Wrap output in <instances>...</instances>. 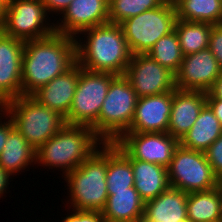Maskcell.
I'll list each match as a JSON object with an SVG mask.
<instances>
[{"label": "cell", "mask_w": 222, "mask_h": 222, "mask_svg": "<svg viewBox=\"0 0 222 222\" xmlns=\"http://www.w3.org/2000/svg\"><path fill=\"white\" fill-rule=\"evenodd\" d=\"M137 100L136 92L124 75L111 81L98 121L92 127L102 142L114 143L129 130Z\"/></svg>", "instance_id": "6"}, {"label": "cell", "mask_w": 222, "mask_h": 222, "mask_svg": "<svg viewBox=\"0 0 222 222\" xmlns=\"http://www.w3.org/2000/svg\"><path fill=\"white\" fill-rule=\"evenodd\" d=\"M167 172L170 186L186 193L214 189L219 180L204 152L190 150L180 144L174 151Z\"/></svg>", "instance_id": "9"}, {"label": "cell", "mask_w": 222, "mask_h": 222, "mask_svg": "<svg viewBox=\"0 0 222 222\" xmlns=\"http://www.w3.org/2000/svg\"><path fill=\"white\" fill-rule=\"evenodd\" d=\"M9 0H0V17L3 18L8 8Z\"/></svg>", "instance_id": "38"}, {"label": "cell", "mask_w": 222, "mask_h": 222, "mask_svg": "<svg viewBox=\"0 0 222 222\" xmlns=\"http://www.w3.org/2000/svg\"><path fill=\"white\" fill-rule=\"evenodd\" d=\"M116 75L91 72L79 65V80L66 124L93 127L100 114L101 106Z\"/></svg>", "instance_id": "8"}, {"label": "cell", "mask_w": 222, "mask_h": 222, "mask_svg": "<svg viewBox=\"0 0 222 222\" xmlns=\"http://www.w3.org/2000/svg\"><path fill=\"white\" fill-rule=\"evenodd\" d=\"M107 191H129L134 187L131 159L115 144L107 143Z\"/></svg>", "instance_id": "24"}, {"label": "cell", "mask_w": 222, "mask_h": 222, "mask_svg": "<svg viewBox=\"0 0 222 222\" xmlns=\"http://www.w3.org/2000/svg\"><path fill=\"white\" fill-rule=\"evenodd\" d=\"M108 198L101 211L105 222H142L145 202L134 187L129 191H107Z\"/></svg>", "instance_id": "20"}, {"label": "cell", "mask_w": 222, "mask_h": 222, "mask_svg": "<svg viewBox=\"0 0 222 222\" xmlns=\"http://www.w3.org/2000/svg\"><path fill=\"white\" fill-rule=\"evenodd\" d=\"M131 165L134 188L144 202L156 198L171 187L167 167L137 159H131Z\"/></svg>", "instance_id": "21"}, {"label": "cell", "mask_w": 222, "mask_h": 222, "mask_svg": "<svg viewBox=\"0 0 222 222\" xmlns=\"http://www.w3.org/2000/svg\"><path fill=\"white\" fill-rule=\"evenodd\" d=\"M205 105L206 92L176 88L173 91L171 115L167 132L180 141L192 128Z\"/></svg>", "instance_id": "17"}, {"label": "cell", "mask_w": 222, "mask_h": 222, "mask_svg": "<svg viewBox=\"0 0 222 222\" xmlns=\"http://www.w3.org/2000/svg\"><path fill=\"white\" fill-rule=\"evenodd\" d=\"M222 134V125L206 104L200 111L192 128L179 141L184 148L205 152L207 148Z\"/></svg>", "instance_id": "22"}, {"label": "cell", "mask_w": 222, "mask_h": 222, "mask_svg": "<svg viewBox=\"0 0 222 222\" xmlns=\"http://www.w3.org/2000/svg\"><path fill=\"white\" fill-rule=\"evenodd\" d=\"M73 171L65 175L70 207L75 210L102 211L108 198L107 143H104Z\"/></svg>", "instance_id": "4"}, {"label": "cell", "mask_w": 222, "mask_h": 222, "mask_svg": "<svg viewBox=\"0 0 222 222\" xmlns=\"http://www.w3.org/2000/svg\"><path fill=\"white\" fill-rule=\"evenodd\" d=\"M48 16L41 0H9L2 32L24 42L49 37L55 33V24H48Z\"/></svg>", "instance_id": "10"}, {"label": "cell", "mask_w": 222, "mask_h": 222, "mask_svg": "<svg viewBox=\"0 0 222 222\" xmlns=\"http://www.w3.org/2000/svg\"><path fill=\"white\" fill-rule=\"evenodd\" d=\"M61 21L55 23V33L78 38L76 34L109 22V0H73Z\"/></svg>", "instance_id": "14"}, {"label": "cell", "mask_w": 222, "mask_h": 222, "mask_svg": "<svg viewBox=\"0 0 222 222\" xmlns=\"http://www.w3.org/2000/svg\"><path fill=\"white\" fill-rule=\"evenodd\" d=\"M178 0H164V2H169V3H176Z\"/></svg>", "instance_id": "41"}, {"label": "cell", "mask_w": 222, "mask_h": 222, "mask_svg": "<svg viewBox=\"0 0 222 222\" xmlns=\"http://www.w3.org/2000/svg\"><path fill=\"white\" fill-rule=\"evenodd\" d=\"M73 213L67 215L62 222H105L101 211L72 210Z\"/></svg>", "instance_id": "31"}, {"label": "cell", "mask_w": 222, "mask_h": 222, "mask_svg": "<svg viewBox=\"0 0 222 222\" xmlns=\"http://www.w3.org/2000/svg\"><path fill=\"white\" fill-rule=\"evenodd\" d=\"M208 48L222 69V24L213 25Z\"/></svg>", "instance_id": "32"}, {"label": "cell", "mask_w": 222, "mask_h": 222, "mask_svg": "<svg viewBox=\"0 0 222 222\" xmlns=\"http://www.w3.org/2000/svg\"><path fill=\"white\" fill-rule=\"evenodd\" d=\"M79 64L37 90L32 96L44 106L66 117L71 108L77 83Z\"/></svg>", "instance_id": "18"}, {"label": "cell", "mask_w": 222, "mask_h": 222, "mask_svg": "<svg viewBox=\"0 0 222 222\" xmlns=\"http://www.w3.org/2000/svg\"><path fill=\"white\" fill-rule=\"evenodd\" d=\"M76 38L53 33L25 41L22 57V95H33L76 63Z\"/></svg>", "instance_id": "1"}, {"label": "cell", "mask_w": 222, "mask_h": 222, "mask_svg": "<svg viewBox=\"0 0 222 222\" xmlns=\"http://www.w3.org/2000/svg\"><path fill=\"white\" fill-rule=\"evenodd\" d=\"M176 19L175 4L163 2L154 9L121 22L132 55L147 54L161 37L174 30Z\"/></svg>", "instance_id": "7"}, {"label": "cell", "mask_w": 222, "mask_h": 222, "mask_svg": "<svg viewBox=\"0 0 222 222\" xmlns=\"http://www.w3.org/2000/svg\"><path fill=\"white\" fill-rule=\"evenodd\" d=\"M73 0H41L47 14L49 12L63 14Z\"/></svg>", "instance_id": "33"}, {"label": "cell", "mask_w": 222, "mask_h": 222, "mask_svg": "<svg viewBox=\"0 0 222 222\" xmlns=\"http://www.w3.org/2000/svg\"><path fill=\"white\" fill-rule=\"evenodd\" d=\"M213 24L176 19L174 30L183 55L199 52L209 46Z\"/></svg>", "instance_id": "27"}, {"label": "cell", "mask_w": 222, "mask_h": 222, "mask_svg": "<svg viewBox=\"0 0 222 222\" xmlns=\"http://www.w3.org/2000/svg\"><path fill=\"white\" fill-rule=\"evenodd\" d=\"M147 54L175 74L179 71L184 58L175 30L161 37Z\"/></svg>", "instance_id": "28"}, {"label": "cell", "mask_w": 222, "mask_h": 222, "mask_svg": "<svg viewBox=\"0 0 222 222\" xmlns=\"http://www.w3.org/2000/svg\"><path fill=\"white\" fill-rule=\"evenodd\" d=\"M25 42L0 32V101L22 95V57Z\"/></svg>", "instance_id": "15"}, {"label": "cell", "mask_w": 222, "mask_h": 222, "mask_svg": "<svg viewBox=\"0 0 222 222\" xmlns=\"http://www.w3.org/2000/svg\"><path fill=\"white\" fill-rule=\"evenodd\" d=\"M217 188H218V190L220 192L221 200H222V178L218 180Z\"/></svg>", "instance_id": "39"}, {"label": "cell", "mask_w": 222, "mask_h": 222, "mask_svg": "<svg viewBox=\"0 0 222 222\" xmlns=\"http://www.w3.org/2000/svg\"><path fill=\"white\" fill-rule=\"evenodd\" d=\"M188 193L170 187L154 199L145 202L142 222H183L187 220Z\"/></svg>", "instance_id": "19"}, {"label": "cell", "mask_w": 222, "mask_h": 222, "mask_svg": "<svg viewBox=\"0 0 222 222\" xmlns=\"http://www.w3.org/2000/svg\"><path fill=\"white\" fill-rule=\"evenodd\" d=\"M11 175L0 166V197L6 192Z\"/></svg>", "instance_id": "36"}, {"label": "cell", "mask_w": 222, "mask_h": 222, "mask_svg": "<svg viewBox=\"0 0 222 222\" xmlns=\"http://www.w3.org/2000/svg\"><path fill=\"white\" fill-rule=\"evenodd\" d=\"M4 111V103L0 101V114Z\"/></svg>", "instance_id": "40"}, {"label": "cell", "mask_w": 222, "mask_h": 222, "mask_svg": "<svg viewBox=\"0 0 222 222\" xmlns=\"http://www.w3.org/2000/svg\"><path fill=\"white\" fill-rule=\"evenodd\" d=\"M103 144L91 127L66 124L36 150V162L63 170L64 177Z\"/></svg>", "instance_id": "3"}, {"label": "cell", "mask_w": 222, "mask_h": 222, "mask_svg": "<svg viewBox=\"0 0 222 222\" xmlns=\"http://www.w3.org/2000/svg\"><path fill=\"white\" fill-rule=\"evenodd\" d=\"M2 114L4 115L3 117H5L8 121L3 120L2 122L0 119V155L5 146V142L7 141L9 132L14 128V124L11 118L7 114L5 115L4 111L0 114V118L2 117Z\"/></svg>", "instance_id": "34"}, {"label": "cell", "mask_w": 222, "mask_h": 222, "mask_svg": "<svg viewBox=\"0 0 222 222\" xmlns=\"http://www.w3.org/2000/svg\"><path fill=\"white\" fill-rule=\"evenodd\" d=\"M164 0H109V23L120 24L144 11L160 6Z\"/></svg>", "instance_id": "29"}, {"label": "cell", "mask_w": 222, "mask_h": 222, "mask_svg": "<svg viewBox=\"0 0 222 222\" xmlns=\"http://www.w3.org/2000/svg\"><path fill=\"white\" fill-rule=\"evenodd\" d=\"M215 98L222 100V73L209 91Z\"/></svg>", "instance_id": "37"}, {"label": "cell", "mask_w": 222, "mask_h": 222, "mask_svg": "<svg viewBox=\"0 0 222 222\" xmlns=\"http://www.w3.org/2000/svg\"><path fill=\"white\" fill-rule=\"evenodd\" d=\"M187 219L192 222H222V200L218 188L187 195Z\"/></svg>", "instance_id": "25"}, {"label": "cell", "mask_w": 222, "mask_h": 222, "mask_svg": "<svg viewBox=\"0 0 222 222\" xmlns=\"http://www.w3.org/2000/svg\"><path fill=\"white\" fill-rule=\"evenodd\" d=\"M4 112L36 150L66 125L65 117L44 106L32 95H21L7 101Z\"/></svg>", "instance_id": "5"}, {"label": "cell", "mask_w": 222, "mask_h": 222, "mask_svg": "<svg viewBox=\"0 0 222 222\" xmlns=\"http://www.w3.org/2000/svg\"><path fill=\"white\" fill-rule=\"evenodd\" d=\"M174 4L177 19L222 24V0H178Z\"/></svg>", "instance_id": "26"}, {"label": "cell", "mask_w": 222, "mask_h": 222, "mask_svg": "<svg viewBox=\"0 0 222 222\" xmlns=\"http://www.w3.org/2000/svg\"><path fill=\"white\" fill-rule=\"evenodd\" d=\"M36 164V149L14 127L8 135L0 155V166L10 175L25 170L31 163Z\"/></svg>", "instance_id": "23"}, {"label": "cell", "mask_w": 222, "mask_h": 222, "mask_svg": "<svg viewBox=\"0 0 222 222\" xmlns=\"http://www.w3.org/2000/svg\"><path fill=\"white\" fill-rule=\"evenodd\" d=\"M130 159L168 167L179 140L168 132H126L114 142Z\"/></svg>", "instance_id": "11"}, {"label": "cell", "mask_w": 222, "mask_h": 222, "mask_svg": "<svg viewBox=\"0 0 222 222\" xmlns=\"http://www.w3.org/2000/svg\"><path fill=\"white\" fill-rule=\"evenodd\" d=\"M76 38L77 63L91 72L124 75L132 53L120 24L106 23L84 30ZM87 35V36H86ZM83 43V44H82Z\"/></svg>", "instance_id": "2"}, {"label": "cell", "mask_w": 222, "mask_h": 222, "mask_svg": "<svg viewBox=\"0 0 222 222\" xmlns=\"http://www.w3.org/2000/svg\"><path fill=\"white\" fill-rule=\"evenodd\" d=\"M222 73L218 61L209 48L185 55L176 73V88L209 92Z\"/></svg>", "instance_id": "13"}, {"label": "cell", "mask_w": 222, "mask_h": 222, "mask_svg": "<svg viewBox=\"0 0 222 222\" xmlns=\"http://www.w3.org/2000/svg\"><path fill=\"white\" fill-rule=\"evenodd\" d=\"M206 104L211 108L222 125V100L215 98L210 92H207Z\"/></svg>", "instance_id": "35"}, {"label": "cell", "mask_w": 222, "mask_h": 222, "mask_svg": "<svg viewBox=\"0 0 222 222\" xmlns=\"http://www.w3.org/2000/svg\"><path fill=\"white\" fill-rule=\"evenodd\" d=\"M0 32H2V18L0 17Z\"/></svg>", "instance_id": "42"}, {"label": "cell", "mask_w": 222, "mask_h": 222, "mask_svg": "<svg viewBox=\"0 0 222 222\" xmlns=\"http://www.w3.org/2000/svg\"><path fill=\"white\" fill-rule=\"evenodd\" d=\"M214 175L222 178V134L204 152Z\"/></svg>", "instance_id": "30"}, {"label": "cell", "mask_w": 222, "mask_h": 222, "mask_svg": "<svg viewBox=\"0 0 222 222\" xmlns=\"http://www.w3.org/2000/svg\"><path fill=\"white\" fill-rule=\"evenodd\" d=\"M172 101L173 91L138 98L127 132H167Z\"/></svg>", "instance_id": "16"}, {"label": "cell", "mask_w": 222, "mask_h": 222, "mask_svg": "<svg viewBox=\"0 0 222 222\" xmlns=\"http://www.w3.org/2000/svg\"><path fill=\"white\" fill-rule=\"evenodd\" d=\"M124 76L131 83L138 98L176 89V74L161 66L148 54L132 55Z\"/></svg>", "instance_id": "12"}]
</instances>
